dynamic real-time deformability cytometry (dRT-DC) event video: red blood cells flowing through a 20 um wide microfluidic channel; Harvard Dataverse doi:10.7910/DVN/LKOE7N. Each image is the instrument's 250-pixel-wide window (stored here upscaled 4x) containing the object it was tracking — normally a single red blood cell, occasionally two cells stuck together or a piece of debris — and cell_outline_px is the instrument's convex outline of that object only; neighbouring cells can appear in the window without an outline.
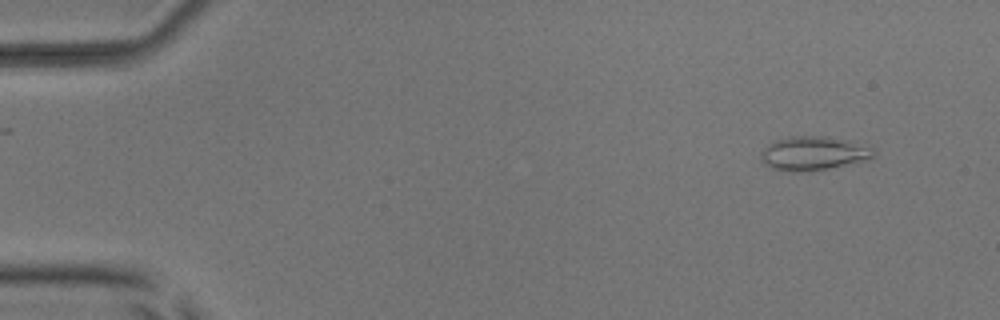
{"species": "common noctule bat (a hibernating species)", "species_latin": "Nyctalus noctula", "temperature_condition": "room temperature", "stored_images_in_passage": 5, "camera_frame_rate_fps": 3000, "um_per_image_px": 0.085, "animal": {"sex": "male", "body_mass_g": 17.9, "forearm_length_mm": 54.2}, "frame": {"image": 1, "passage_image": 2, "time_ms": 1.0, "image_size_px": [1000, 320], "cell_outline_px": [[876, 156], [868, 160], [812, 172], [788, 172], [772, 168], [764, 164], [760, 160], [760, 152], [768, 144], [776, 140], [788, 136], [828, 136], [852, 140], [872, 148]], "centroid_in_image_um": [69.14, 13.04], "position_along_channel_um": 15.9, "area_um2": 22.89}}